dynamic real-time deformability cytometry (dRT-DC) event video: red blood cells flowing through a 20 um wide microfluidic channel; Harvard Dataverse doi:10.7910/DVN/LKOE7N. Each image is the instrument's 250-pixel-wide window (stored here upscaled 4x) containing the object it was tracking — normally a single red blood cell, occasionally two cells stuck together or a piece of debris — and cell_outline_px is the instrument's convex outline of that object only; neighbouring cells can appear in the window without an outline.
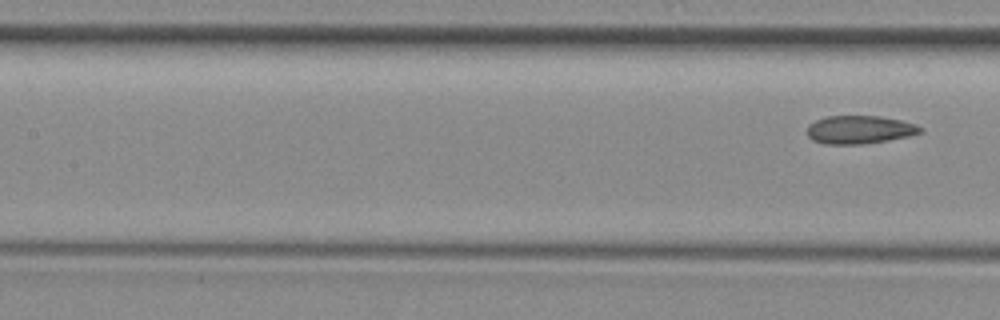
{"species": "common noctule bat (a hibernating species)", "species_latin": "Nyctalus noctula", "temperature_condition": "room temperature", "stored_images_in_passage": 8, "segment_of_instrument_passage": [2, 2], "camera_frame_rate_fps": 3000, "um_per_image_px": 0.085, "animal": {"sex": "female", "body_mass_g": 29.2, "forearm_length_mm": 56.3}, "frame": {"image": 1, "passage_image": 8, "time_ms": 9.333, "image_size_px": [1000, 320], "cell_outline_px": [[924, 132], [908, 136], [888, 140], [860, 144], [824, 144], [812, 140], [808, 136], [808, 124], [824, 116], [876, 116], [900, 120], [916, 124], [924, 128]], "centroid_in_image_um": [73.06, 11.02], "position_along_channel_um": 134.3, "area_um2": 18.61}}